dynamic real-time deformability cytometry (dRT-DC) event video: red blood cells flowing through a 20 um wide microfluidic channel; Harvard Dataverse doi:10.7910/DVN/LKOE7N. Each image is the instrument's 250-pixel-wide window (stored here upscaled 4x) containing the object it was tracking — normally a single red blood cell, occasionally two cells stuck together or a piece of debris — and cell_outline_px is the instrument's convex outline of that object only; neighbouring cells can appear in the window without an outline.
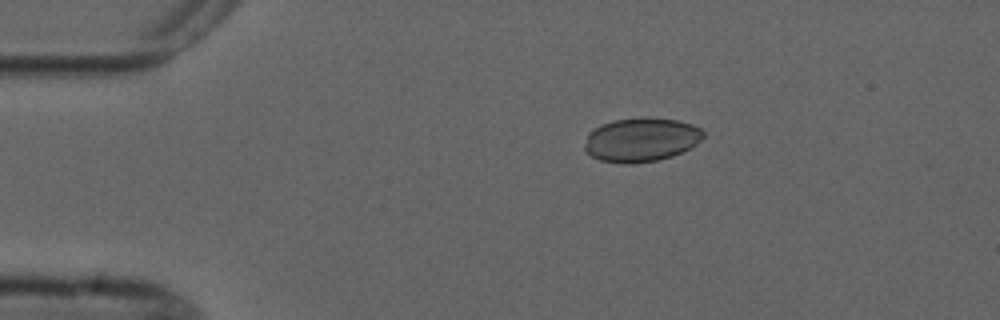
{"species": "common noctule bat (a hibernating species)", "species_latin": "Nyctalus noctula", "temperature_condition": "cold", "stored_images_in_passage": 5, "camera_frame_rate_fps": 3000, "um_per_image_px": 0.085, "animal": {"sex": "male", "forearm_length_mm": 52.5}, "frame": {"image": 1, "passage_image": 1, "time_ms": 0.0, "image_size_px": [1000, 320], "cell_outline_px": [[704, 136], [696, 144], [672, 156], [656, 160], [632, 164], [620, 164], [600, 160], [592, 156], [584, 148], [584, 144], [588, 132], [600, 124], [612, 120], [644, 116], [676, 120], [692, 124], [700, 128], [704, 132]], "centroid_in_image_um": [54.46, 11.86], "position_along_channel_um": 30.5, "area_um2": 30.63}}
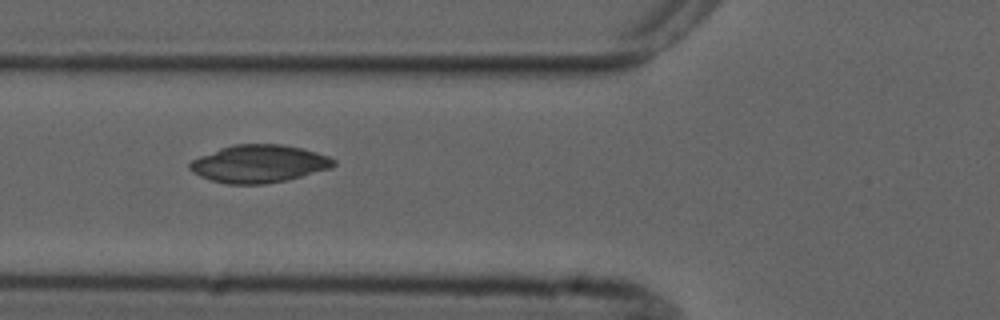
{"frame": {"image": 2, "passage_image": 4, "time_ms": 3.333, "image_size_px": [1000, 320], "cell_outline_px": [[336, 164], [332, 168], [288, 180], [264, 184], [228, 184], [212, 180], [200, 176], [192, 172], [188, 168], [188, 164], [192, 160], [200, 156], [220, 148], [232, 144], [284, 144], [316, 152], [328, 156], [336, 160]], "centroid_in_image_um": [22.02, 13.92], "position_along_channel_um": 103.8, "area_um2": 31.73}}
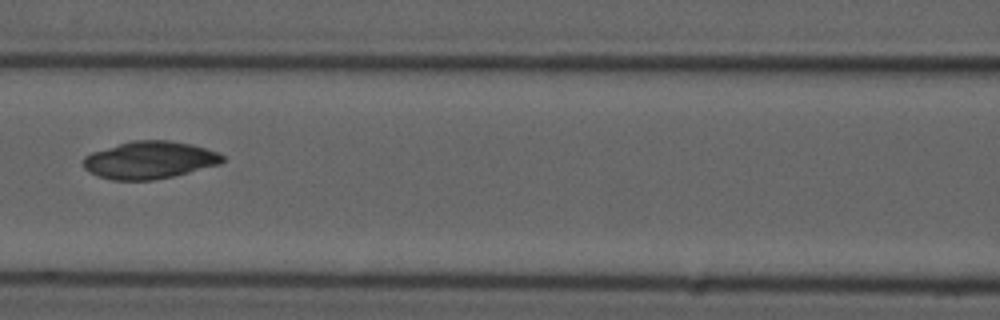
{"frame": {"image": 3, "passage_image": 5, "time_ms": 4.667, "image_size_px": [1000, 320], "cell_outline_px": [[224, 160], [220, 164], [172, 176], [152, 180], [112, 180], [100, 176], [84, 168], [84, 156], [92, 152], [132, 140], [168, 140], [192, 144], [220, 152], [224, 156]], "centroid_in_image_um": [12.75, 13.59], "position_along_channel_um": 153.9, "area_um2": 30.17}}